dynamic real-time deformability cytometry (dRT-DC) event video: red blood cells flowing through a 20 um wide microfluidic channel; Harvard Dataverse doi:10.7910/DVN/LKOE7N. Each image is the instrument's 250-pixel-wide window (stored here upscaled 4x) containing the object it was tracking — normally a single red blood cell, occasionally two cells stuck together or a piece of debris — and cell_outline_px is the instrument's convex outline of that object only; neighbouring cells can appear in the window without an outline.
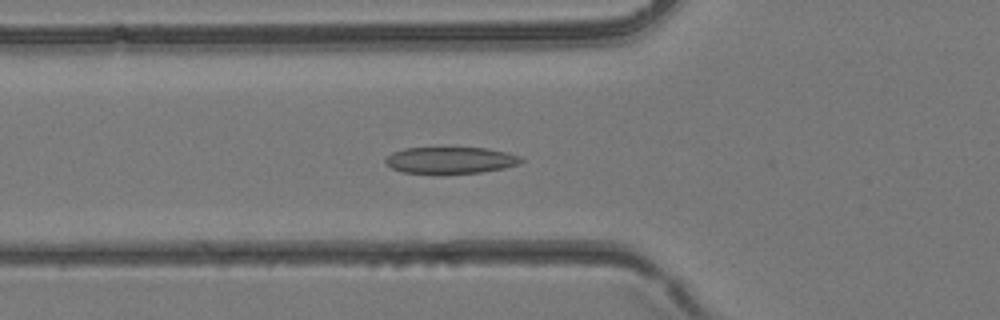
{"species": "common noctule bat (a hibernating species)", "species_latin": "Nyctalus noctula", "temperature_condition": "room temperature", "stored_images_in_passage": 32, "camera_frame_rate_fps": 3000, "um_per_image_px": 0.085, "animal": {"sex": "female", "body_mass_g": 24.6, "forearm_length_mm": 56.2}, "frame": {"image": 1, "passage_image": 6, "time_ms": 1.667, "image_size_px": [1000, 320], "cell_outline_px": [[524, 160], [516, 164], [504, 168], [480, 172], [404, 172], [392, 168], [384, 160], [392, 152], [404, 148], [488, 148], [508, 152], [520, 156]], "centroid_in_image_um": [38.32, 13.59], "position_along_channel_um": 87.5, "area_um2": 20.46}}
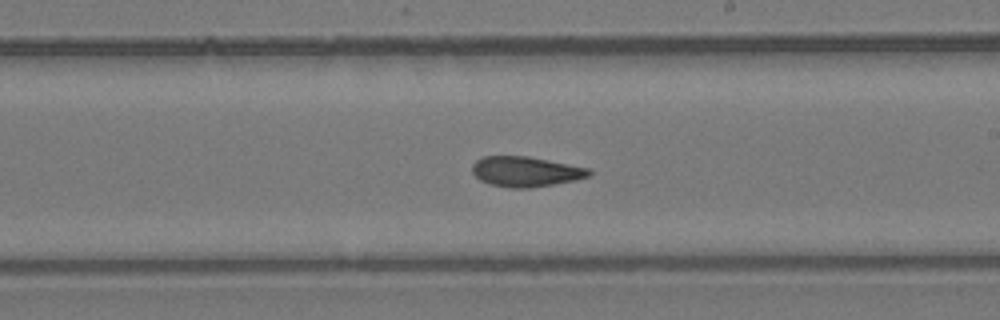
{"frame": {"image": 2, "passage_image": 15, "time_ms": 4.667, "image_size_px": [1000, 320], "cell_outline_px": [[592, 172], [588, 176], [576, 180], [528, 188], [508, 188], [488, 184], [480, 180], [472, 172], [472, 164], [476, 160], [484, 156], [528, 156], [588, 168]], "centroid_in_image_um": [44.64, 14.59], "position_along_channel_um": 244.4, "area_um2": 20.46}}
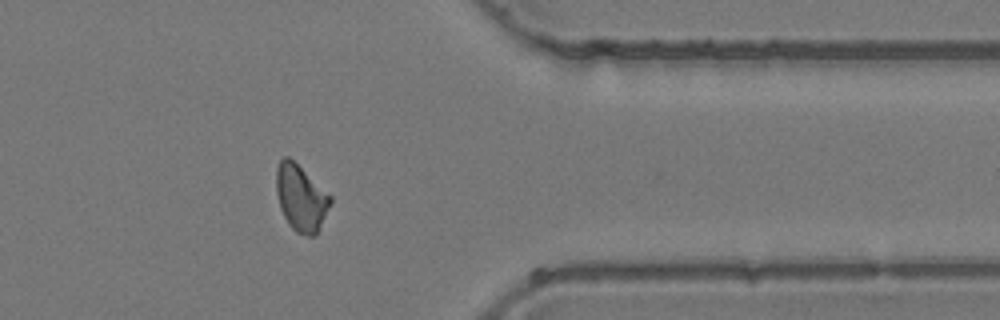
{"frame": {"image": 3, "passage_image": 24, "time_ms": 7.667, "image_size_px": [1000, 320], "cell_outline_px": [[332, 200], [320, 228], [312, 236], [308, 236], [296, 232], [288, 224], [280, 208], [276, 192], [276, 168], [280, 160], [284, 156], [288, 156], [332, 196]], "centroid_in_image_um": [25.56, 16.82], "position_along_channel_um": 385.8, "area_um2": 20.75}}